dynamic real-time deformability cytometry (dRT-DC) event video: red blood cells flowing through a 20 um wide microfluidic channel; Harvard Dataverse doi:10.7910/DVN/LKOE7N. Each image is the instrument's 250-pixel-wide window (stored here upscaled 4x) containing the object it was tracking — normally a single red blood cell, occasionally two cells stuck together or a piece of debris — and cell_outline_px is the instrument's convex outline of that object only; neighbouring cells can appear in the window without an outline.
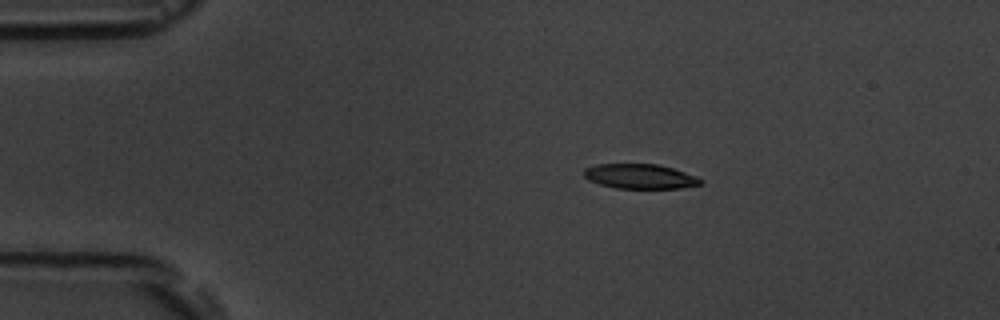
{"species": "common noctule bat (a hibernating species)", "species_latin": "Nyctalus noctula", "temperature_condition": "room temperature", "stored_images_in_passage": 4, "camera_frame_rate_fps": 3000, "um_per_image_px": 0.085, "animal": {"sex": "male", "body_mass_g": 19.5, "forearm_length_mm": 54.6}, "frame": {"image": 1, "passage_image": 1, "time_ms": 0.0, "image_size_px": [1000, 320], "cell_outline_px": [[704, 180], [700, 184], [680, 188], [616, 188], [600, 184], [588, 180], [584, 176], [584, 168], [596, 164], [660, 164], [696, 176]], "centroid_in_image_um": [54.38, 14.98], "position_along_channel_um": 30.6, "area_um2": 16.76}}
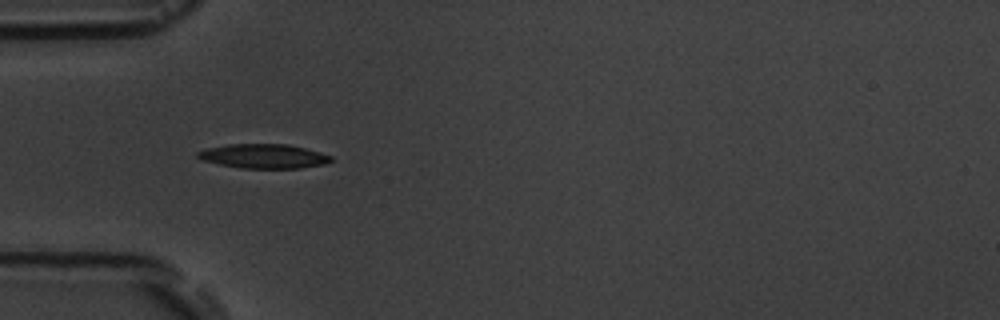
{"frame": {"image": 2, "passage_image": 3, "time_ms": 2.333, "image_size_px": [1000, 320], "cell_outline_px": [[332, 160], [324, 164], [300, 168], [240, 168], [220, 164], [204, 160], [196, 156], [196, 152], [204, 148], [228, 144], [288, 144], [320, 152], [332, 156]], "centroid_in_image_um": [22.39, 13.27], "position_along_channel_um": 62.6, "area_um2": 18.84}}
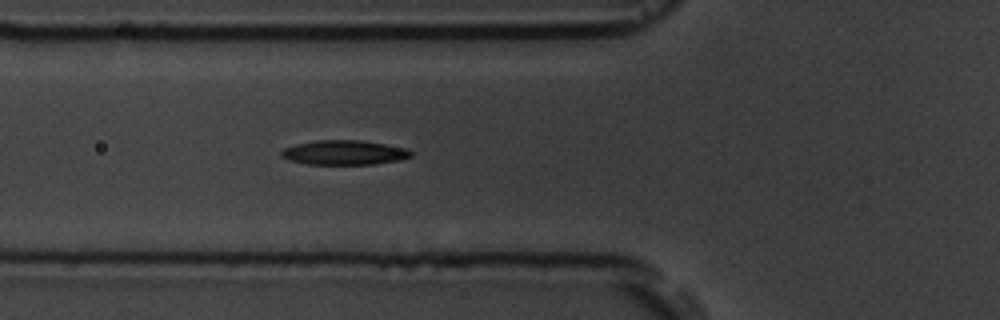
{"frame": {"image": 3, "passage_image": 4, "time_ms": 3.333, "image_size_px": [1000, 320], "cell_outline_px": [[412, 156], [400, 160], [372, 164], [308, 164], [288, 160], [280, 156], [280, 152], [284, 148], [296, 144], [316, 140], [360, 140], [408, 148], [412, 152]], "centroid_in_image_um": [29.25, 12.96], "position_along_channel_um": 96.6, "area_um2": 18.55}}